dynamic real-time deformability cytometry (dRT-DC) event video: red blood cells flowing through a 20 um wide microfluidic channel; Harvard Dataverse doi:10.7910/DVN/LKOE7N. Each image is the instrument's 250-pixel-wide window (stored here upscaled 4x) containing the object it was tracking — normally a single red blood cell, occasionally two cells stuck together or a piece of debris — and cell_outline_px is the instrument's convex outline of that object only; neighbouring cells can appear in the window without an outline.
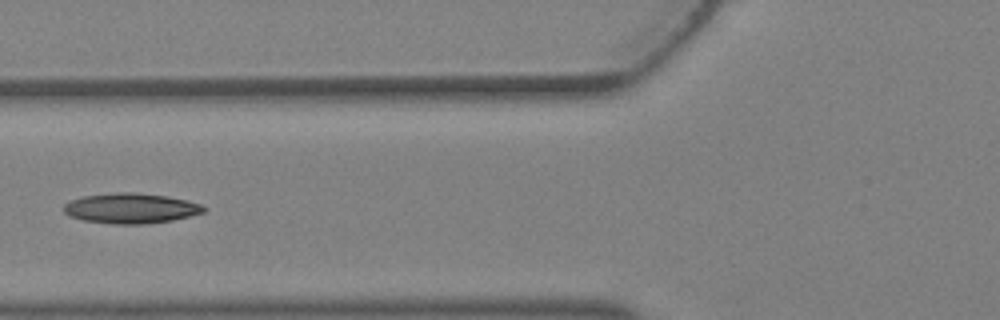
{"species": "Egyptian fruit bat (a non-hibernating species)", "species_latin": "Rousettus aegyptiacus", "temperature_condition": "warm", "stored_images_in_passage": 3, "camera_frame_rate_fps": 3000, "um_per_image_px": 0.085, "animal": {"sex": "female"}, "frame": {"image": 1, "passage_image": 3, "time_ms": 0.667, "image_size_px": [1000, 320], "cell_outline_px": [[208, 208], [204, 212], [172, 220], [144, 224], [112, 224], [84, 220], [68, 216], [64, 212], [64, 204], [72, 200], [84, 196], [116, 192], [132, 192], [168, 196], [188, 200], [200, 204]], "centroid_in_image_um": [11.13, 17.7], "position_along_channel_um": 114.7, "area_um2": 24.62}}